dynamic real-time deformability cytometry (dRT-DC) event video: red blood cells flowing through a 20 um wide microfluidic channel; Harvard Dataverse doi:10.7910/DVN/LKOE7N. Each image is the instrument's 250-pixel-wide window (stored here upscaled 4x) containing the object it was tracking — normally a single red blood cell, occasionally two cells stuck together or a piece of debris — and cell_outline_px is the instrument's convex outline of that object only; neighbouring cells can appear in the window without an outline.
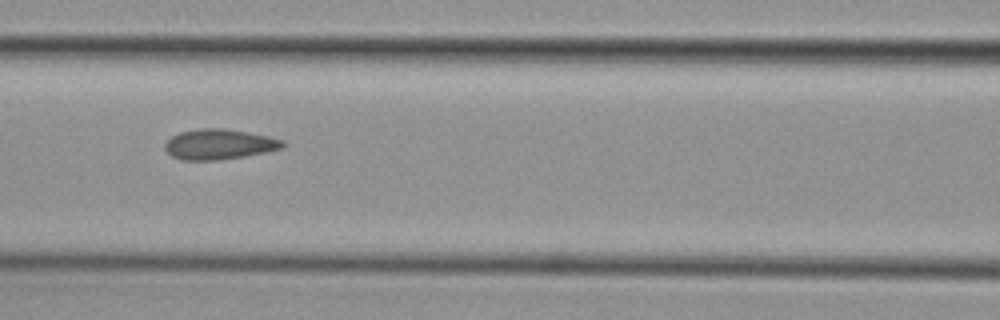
{"species": "common noctule bat (a hibernating species)", "species_latin": "Nyctalus noctula", "temperature_condition": "cold", "stored_images_in_passage": 24, "camera_frame_rate_fps": 3000, "um_per_image_px": 0.085, "animal": {"sex": "female", "body_mass_g": 29.2, "forearm_length_mm": 56.3}, "frame": {"image": 1, "passage_image": 7, "time_ms": 2.0, "image_size_px": [1000, 320], "cell_outline_px": [[284, 148], [244, 156], [216, 160], [180, 160], [172, 156], [164, 148], [164, 144], [172, 136], [180, 132], [200, 128], [224, 128], [248, 132], [268, 136], [284, 140]], "centroid_in_image_um": [18.62, 12.26], "position_along_channel_um": 148.0, "area_um2": 20.75}}
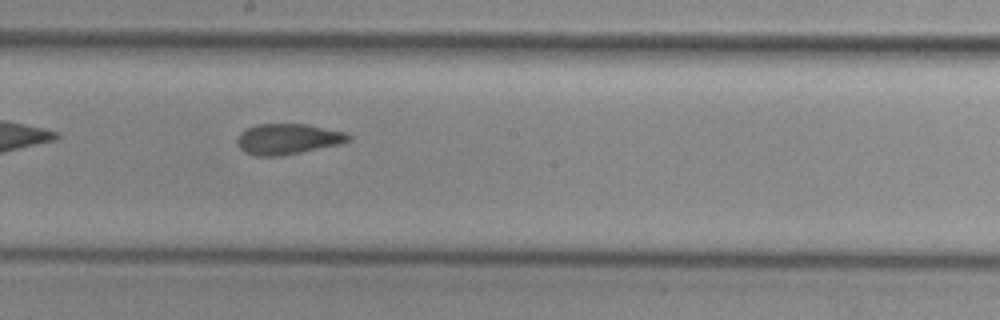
{"frame": {"image": 2, "passage_image": 13, "time_ms": 4.0, "image_size_px": [1000, 320], "cell_outline_px": [[352, 140], [340, 144], [280, 156], [256, 156], [244, 152], [240, 148], [236, 140], [240, 132], [256, 124], [308, 124], [344, 132], [352, 136]], "centroid_in_image_um": [24.46, 11.81], "position_along_channel_um": 223.7, "area_um2": 19.88}}
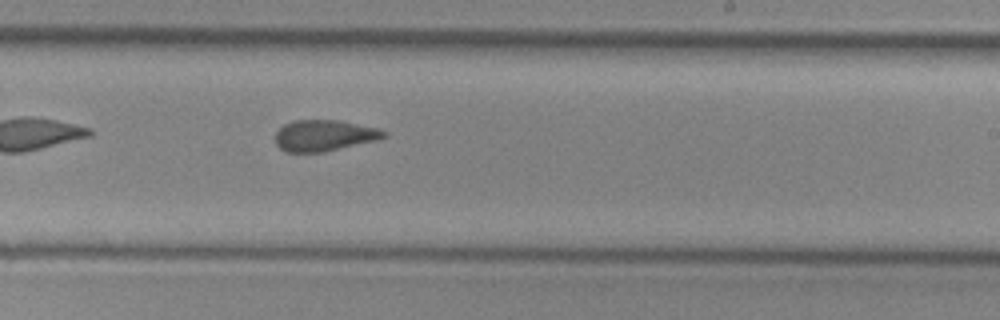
{"frame": {"image": 3, "passage_image": 16, "time_ms": 5.0, "image_size_px": [1000, 320], "cell_outline_px": [[388, 136], [376, 140], [324, 152], [284, 152], [276, 144], [276, 132], [284, 124], [296, 120], [336, 120], [380, 128], [388, 132]], "centroid_in_image_um": [27.58, 11.52], "position_along_channel_um": 261.4, "area_um2": 19.71}}